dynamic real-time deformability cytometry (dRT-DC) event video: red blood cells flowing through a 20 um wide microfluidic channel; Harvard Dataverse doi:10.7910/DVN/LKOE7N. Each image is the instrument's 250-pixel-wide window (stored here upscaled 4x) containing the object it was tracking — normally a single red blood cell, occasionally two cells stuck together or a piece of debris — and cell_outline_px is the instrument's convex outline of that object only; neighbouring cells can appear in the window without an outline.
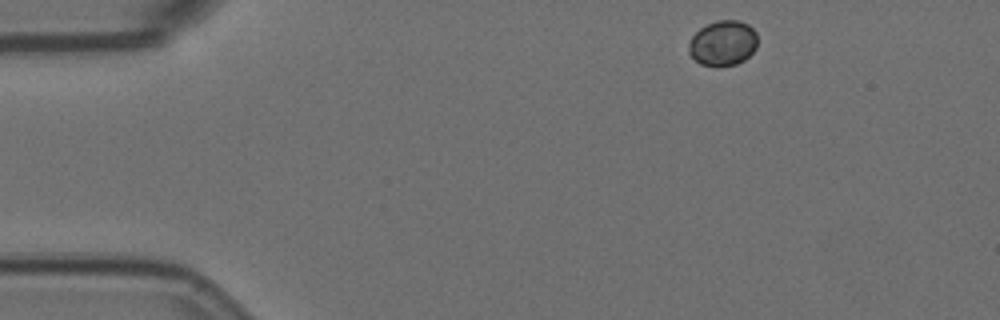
{"species": "Egyptian fruit bat (a non-hibernating species)", "species_latin": "Rousettus aegyptiacus", "temperature_condition": "room temperature", "stored_images_in_passage": 13, "camera_frame_rate_fps": 3000, "um_per_image_px": 0.085, "animal": {"sex": "female"}, "frame": {"image": 1, "passage_image": 1, "time_ms": 0.0, "image_size_px": [1000, 320], "cell_outline_px": [[756, 48], [744, 60], [736, 64], [716, 68], [700, 64], [688, 52], [688, 44], [692, 36], [700, 28], [716, 20], [736, 20], [748, 24], [756, 32]], "centroid_in_image_um": [61.43, 3.68], "position_along_channel_um": 23.6, "area_um2": 18.26}}
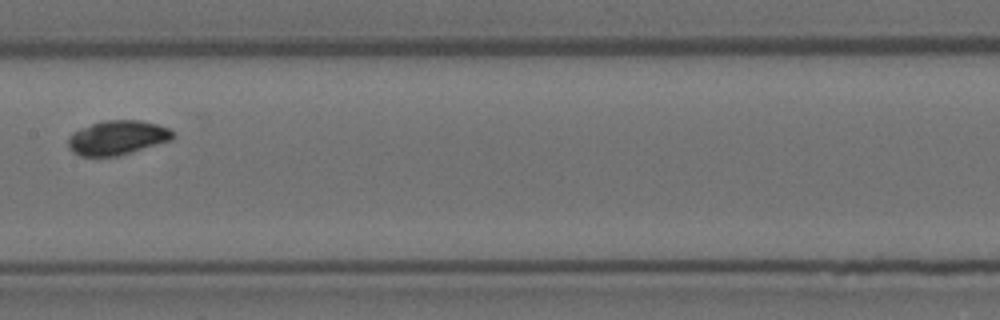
{"frame": {"image": 2, "passage_image": 6, "time_ms": 1.667, "image_size_px": [1000, 320], "cell_outline_px": [[176, 136], [172, 140], [116, 156], [80, 156], [72, 152], [68, 148], [68, 136], [72, 132], [80, 128], [104, 120], [140, 120], [156, 124], [168, 128], [176, 132]], "centroid_in_image_um": [9.97, 11.7], "position_along_channel_um": 197.4, "area_um2": 21.04}}
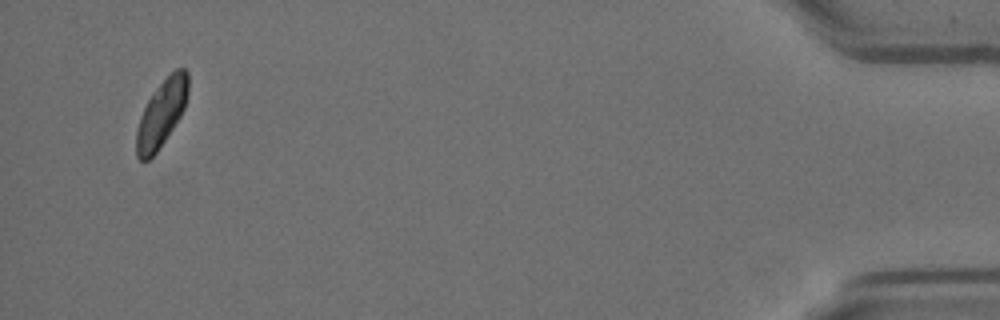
{"frame": {"image": 3, "passage_image": 13, "time_ms": 4.0, "image_size_px": [1000, 320], "cell_outline_px": [[188, 92], [184, 108], [180, 116], [156, 152], [148, 160], [140, 160], [136, 156], [136, 128], [140, 116], [152, 92], [176, 68], [184, 68], [188, 72]], "centroid_in_image_um": [13.71, 9.63], "position_along_channel_um": 421.5, "area_um2": 19.83}}